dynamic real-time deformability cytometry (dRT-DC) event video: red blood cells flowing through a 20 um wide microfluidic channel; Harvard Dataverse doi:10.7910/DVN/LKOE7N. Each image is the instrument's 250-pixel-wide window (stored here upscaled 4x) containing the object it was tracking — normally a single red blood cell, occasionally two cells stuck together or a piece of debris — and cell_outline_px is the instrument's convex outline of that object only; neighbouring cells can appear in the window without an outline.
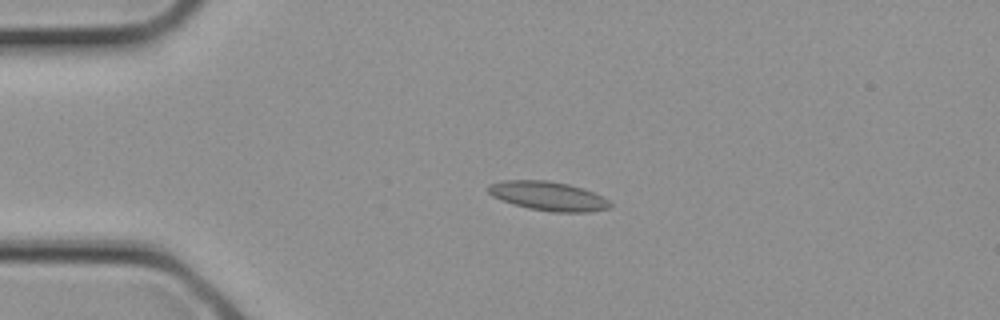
{"species": "common noctule bat (a hibernating species)", "species_latin": "Nyctalus noctula", "temperature_condition": "cold", "stored_images_in_passage": 2, "camera_frame_rate_fps": 3000, "um_per_image_px": 0.085, "animal": {"sex": "female", "body_mass_g": 21.9}, "frame": {"image": 1, "passage_image": 2, "time_ms": 0.333, "image_size_px": [1000, 320], "cell_outline_px": [[612, 204], [608, 208], [588, 212], [552, 212], [528, 208], [500, 200], [492, 196], [488, 192], [488, 184], [504, 180], [548, 180], [568, 184], [584, 188], [608, 200]], "centroid_in_image_um": [46.56, 16.66], "position_along_channel_um": 38.4, "area_um2": 20.63}}